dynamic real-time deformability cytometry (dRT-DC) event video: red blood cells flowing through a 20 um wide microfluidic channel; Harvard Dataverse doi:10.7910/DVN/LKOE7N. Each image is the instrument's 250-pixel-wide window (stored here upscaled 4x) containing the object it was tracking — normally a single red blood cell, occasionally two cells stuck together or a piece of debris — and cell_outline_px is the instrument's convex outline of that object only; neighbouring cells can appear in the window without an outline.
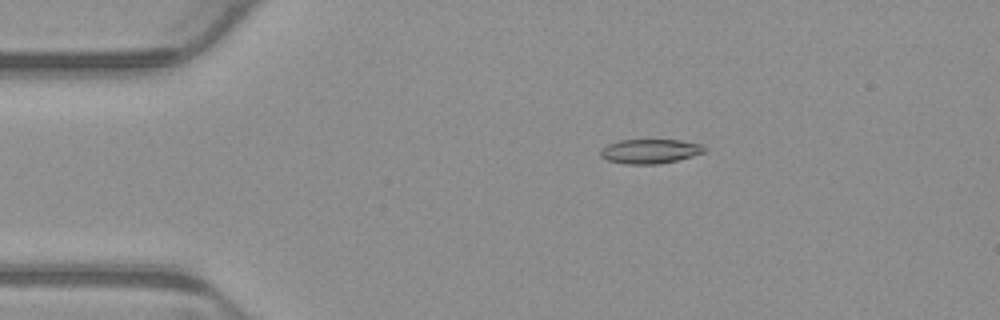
{"species": "common noctule bat (a hibernating species)", "species_latin": "Nyctalus noctula", "temperature_condition": "warm", "stored_images_in_passage": 4, "camera_frame_rate_fps": 3000, "um_per_image_px": 0.085, "animal": {"sex": "male", "body_mass_g": 23.1, "forearm_length_mm": 52.7}, "frame": {"image": 1, "passage_image": 3, "time_ms": 0.667, "image_size_px": [1000, 320], "cell_outline_px": [[704, 152], [692, 156], [660, 164], [624, 164], [608, 160], [600, 156], [600, 152], [608, 144], [620, 140], [680, 140], [700, 144], [704, 148]], "centroid_in_image_um": [55.23, 12.86], "position_along_channel_um": 29.8, "area_um2": 14.57}}